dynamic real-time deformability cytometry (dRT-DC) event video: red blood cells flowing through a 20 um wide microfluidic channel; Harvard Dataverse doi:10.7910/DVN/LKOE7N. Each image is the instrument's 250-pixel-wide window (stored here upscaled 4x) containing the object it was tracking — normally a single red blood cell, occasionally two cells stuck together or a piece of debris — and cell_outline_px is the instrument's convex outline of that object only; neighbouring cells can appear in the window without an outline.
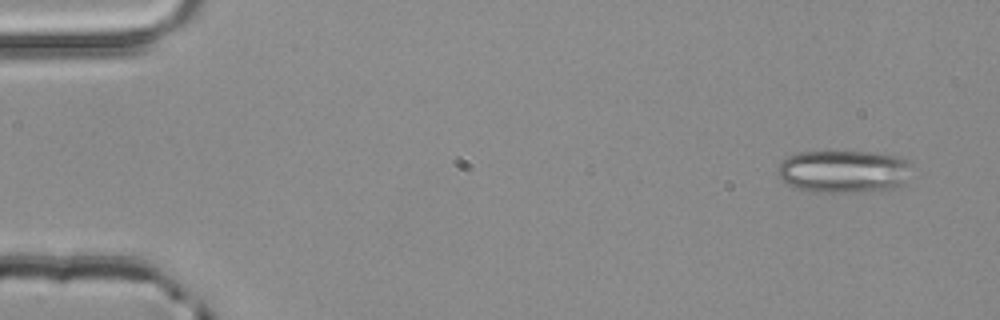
{"species": "common noctule bat (a hibernating species)", "species_latin": "Nyctalus noctula", "temperature_condition": "room temperature", "stored_images_in_passage": 4, "camera_frame_rate_fps": 3000, "um_per_image_px": 0.085, "animal": {"sex": "male", "body_mass_g": 20.4}, "frame": {"image": 1, "passage_image": 1, "time_ms": 0.0, "image_size_px": [1000, 320], "cell_outline_px": [[912, 164], [908, 180], [896, 188], [856, 192], [812, 192], [796, 188], [780, 180], [776, 176], [776, 172], [780, 164], [788, 156], [800, 152], [872, 152], [900, 156]], "centroid_in_image_um": [71.72, 14.58], "position_along_channel_um": 13.3, "area_um2": 33.7}}